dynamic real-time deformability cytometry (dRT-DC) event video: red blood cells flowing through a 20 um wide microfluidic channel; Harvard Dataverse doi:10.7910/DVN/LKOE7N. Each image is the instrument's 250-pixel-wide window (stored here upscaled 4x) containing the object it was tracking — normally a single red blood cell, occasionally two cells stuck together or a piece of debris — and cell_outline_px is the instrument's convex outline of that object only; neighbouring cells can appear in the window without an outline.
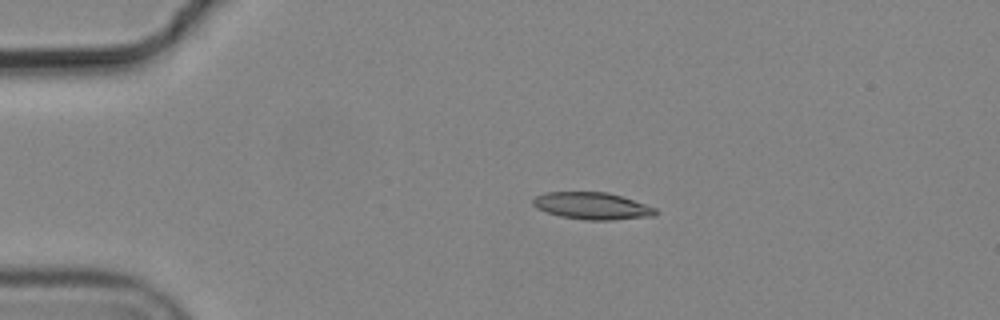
{"species": "common noctule bat (a hibernating species)", "species_latin": "Nyctalus noctula", "temperature_condition": "cold", "stored_images_in_passage": 5, "camera_frame_rate_fps": 3000, "um_per_image_px": 0.085, "animal": {"sex": "male", "body_mass_g": 19.2, "forearm_length_mm": 51.8}, "frame": {"image": 1, "passage_image": 4, "time_ms": 1.0, "image_size_px": [1000, 320], "cell_outline_px": [[656, 216], [612, 220], [584, 220], [560, 216], [536, 208], [532, 204], [532, 200], [536, 196], [544, 192], [608, 192], [656, 208]], "centroid_in_image_um": [50.31, 17.5], "position_along_channel_um": 34.7, "area_um2": 19.25}}